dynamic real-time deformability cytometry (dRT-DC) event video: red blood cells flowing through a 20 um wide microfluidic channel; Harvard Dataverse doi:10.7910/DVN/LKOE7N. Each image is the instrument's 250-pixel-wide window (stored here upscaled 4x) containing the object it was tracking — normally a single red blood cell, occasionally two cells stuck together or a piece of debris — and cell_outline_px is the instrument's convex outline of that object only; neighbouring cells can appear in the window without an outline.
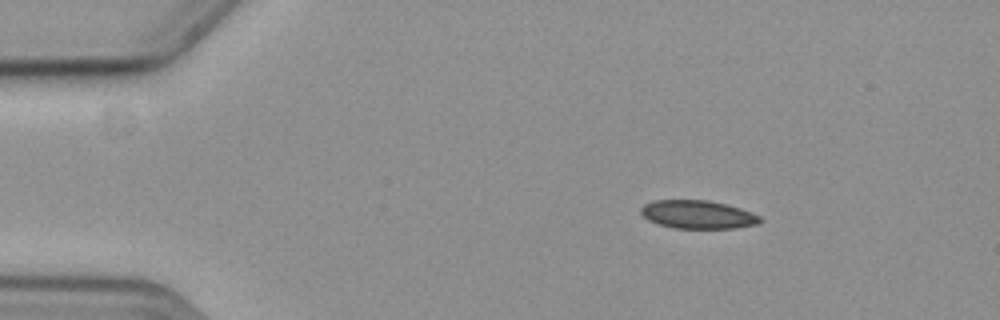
{"species": "common noctule bat (a hibernating species)", "species_latin": "Nyctalus noctula", "temperature_condition": "cold", "stored_images_in_passage": 49, "camera_frame_rate_fps": 3000, "um_per_image_px": 0.085, "animal": {"sex": "female", "body_mass_g": 19.3, "forearm_length_mm": 54.1}, "frame": {"image": 1, "passage_image": 1, "time_ms": 0.0, "image_size_px": [1000, 320], "cell_outline_px": [[764, 220], [760, 224], [736, 228], [672, 228], [648, 220], [640, 212], [640, 208], [644, 204], [656, 200], [704, 200], [724, 204], [740, 208], [760, 216]], "centroid_in_image_um": [59.33, 18.24], "position_along_channel_um": 25.7, "area_um2": 19.59}}
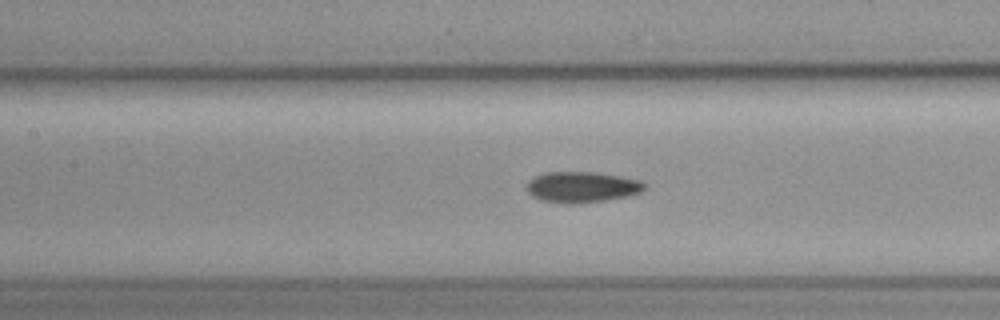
{"frame": {"image": 2, "passage_image": 18, "time_ms": 5.667, "image_size_px": [1000, 320], "cell_outline_px": [[648, 188], [640, 192], [628, 196], [580, 204], [568, 204], [540, 200], [532, 196], [524, 188], [528, 180], [536, 176], [548, 172], [592, 172], [620, 176], [640, 180], [648, 184]], "centroid_in_image_um": [49.46, 15.91], "position_along_channel_um": 157.9, "area_um2": 21.44}}
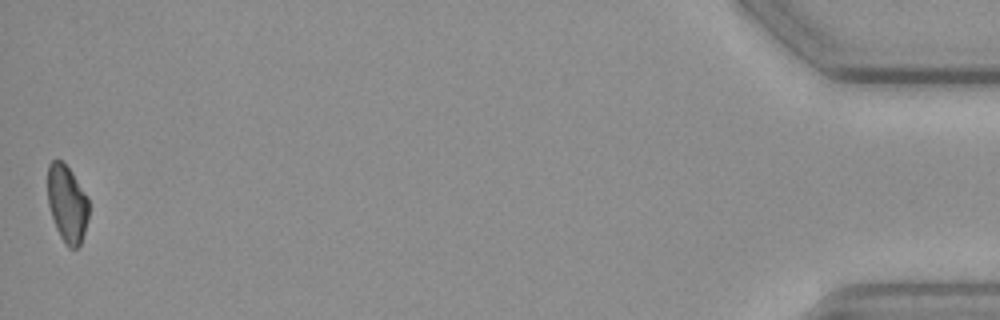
{"frame": {"image": 3, "passage_image": 49, "time_ms": 16.0, "image_size_px": [1000, 320], "cell_outline_px": [[88, 216], [84, 232], [80, 244], [76, 248], [68, 248], [64, 244], [56, 228], [48, 204], [48, 164], [52, 160], [60, 160], [72, 172], [88, 196]], "centroid_in_image_um": [5.7, 17.32], "position_along_channel_um": 429.5, "area_um2": 18.44}}